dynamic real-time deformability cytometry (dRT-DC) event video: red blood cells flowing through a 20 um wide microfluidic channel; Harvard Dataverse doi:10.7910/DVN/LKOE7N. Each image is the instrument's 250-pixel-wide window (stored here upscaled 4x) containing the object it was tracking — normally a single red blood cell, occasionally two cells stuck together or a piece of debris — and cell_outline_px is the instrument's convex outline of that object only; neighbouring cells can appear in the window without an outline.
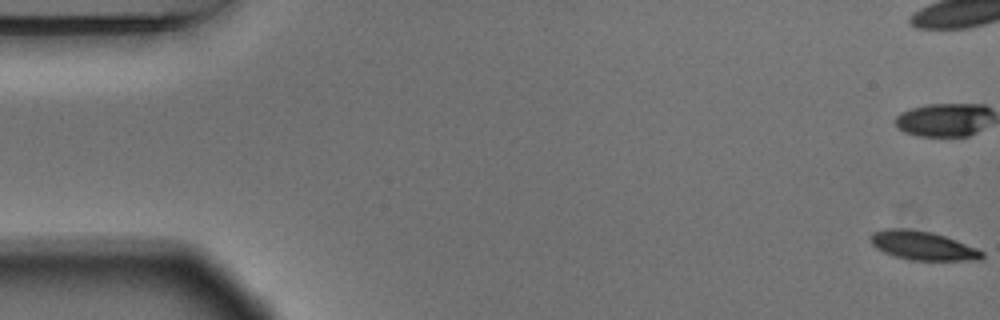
{"species": "Egyptian fruit bat (a non-hibernating species)", "species_latin": "Rousettus aegyptiacus", "temperature_condition": "warm", "stored_images_in_passage": 44, "camera_frame_rate_fps": 3000, "um_per_image_px": 0.085, "animal": {"sex": "male"}, "frame": {"image": 1, "passage_image": 1, "time_ms": 0.0, "image_size_px": [1000, 320], "cell_outline_px": [[984, 256], [980, 260], [908, 260], [884, 252], [876, 248], [872, 244], [872, 232], [884, 228], [908, 228], [932, 232], [956, 240], [976, 248], [984, 252]], "centroid_in_image_um": [78.43, 20.87], "position_along_channel_um": 6.6, "area_um2": 18.67}}